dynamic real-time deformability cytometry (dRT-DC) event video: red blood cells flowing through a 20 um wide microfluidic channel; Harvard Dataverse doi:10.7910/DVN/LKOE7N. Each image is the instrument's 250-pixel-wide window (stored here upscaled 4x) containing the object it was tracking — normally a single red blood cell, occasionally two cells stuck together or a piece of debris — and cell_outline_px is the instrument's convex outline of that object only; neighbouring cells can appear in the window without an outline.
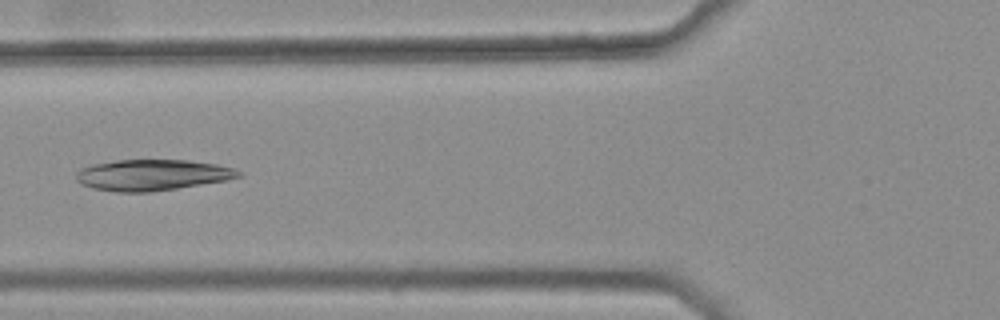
{"species": "common noctule bat (a hibernating species)", "species_latin": "Nyctalus noctula", "temperature_condition": "warm", "stored_images_in_passage": 41, "camera_frame_rate_fps": 3000, "um_per_image_px": 0.085, "animal": {"sex": "female", "body_mass_g": 25.1}, "frame": {"image": 1, "passage_image": 16, "time_ms": 5.0, "image_size_px": [1000, 320], "cell_outline_px": [[244, 172], [240, 176], [228, 180], [176, 188], [148, 192], [116, 192], [92, 188], [76, 180], [76, 172], [80, 168], [92, 164], [116, 160], [188, 160], [216, 164], [236, 168]], "centroid_in_image_um": [12.96, 14.86], "position_along_channel_um": 112.8, "area_um2": 29.42}}
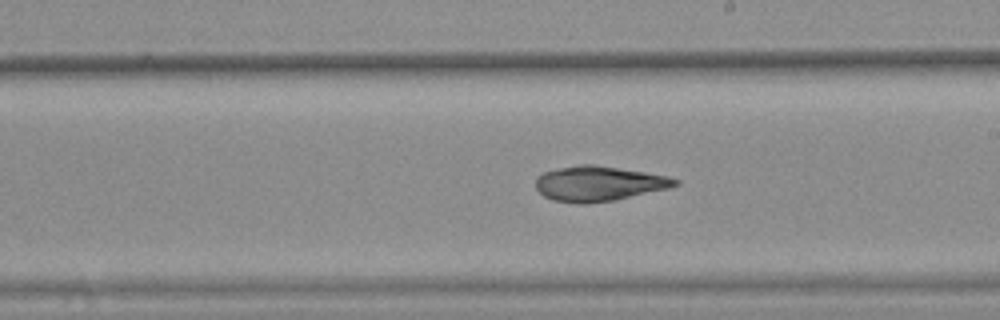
{"frame": {"image": 2, "passage_image": 26, "time_ms": 8.333, "image_size_px": [1000, 320], "cell_outline_px": [[680, 184], [668, 188], [616, 200], [584, 204], [580, 204], [552, 200], [544, 196], [536, 188], [536, 176], [544, 172], [560, 168], [580, 164], [596, 164], [668, 176], [680, 180]], "centroid_in_image_um": [50.89, 15.61], "position_along_channel_um": 238.1, "area_um2": 28.5}}
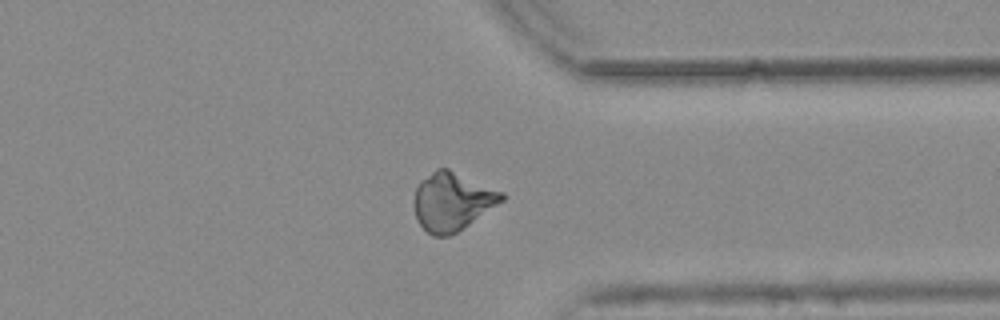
{"frame": {"image": 3, "passage_image": 37, "time_ms": 12.0, "image_size_px": [1000, 320], "cell_outline_px": [[504, 200], [456, 232], [448, 236], [432, 236], [420, 224], [416, 216], [416, 188], [420, 180], [436, 168], [448, 168], [504, 192]], "centroid_in_image_um": [38.45, 17.1], "position_along_channel_um": 373.0, "area_um2": 29.19}, "authors_computed_cell_mechanics": {"area_um2": 29.189, "velocity_mm_per_s": 3.7663, "shape_relaxation_time_tau1_ms": null, "shape_relaxation_time_tau2_ms": 3.3767, "deformation_change_tau1": null, "deformation_change_tau2": 0.0704}}